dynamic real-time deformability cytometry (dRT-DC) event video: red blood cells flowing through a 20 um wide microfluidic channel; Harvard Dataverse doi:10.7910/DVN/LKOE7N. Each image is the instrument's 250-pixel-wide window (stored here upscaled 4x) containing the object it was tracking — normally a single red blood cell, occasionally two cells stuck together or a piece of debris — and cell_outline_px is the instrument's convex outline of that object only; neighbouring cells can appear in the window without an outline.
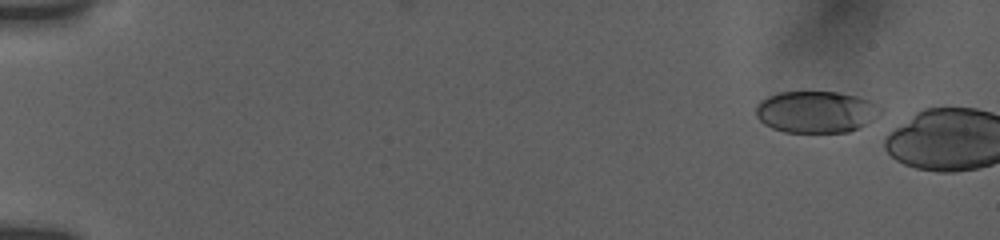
{"species": "human", "species_latin": "Homo sapiens", "temperature_condition": "room temperature", "stored_images_in_passage": 4, "camera_frame_rate_fps": 3000, "um_per_image_px": 0.085, "donor": {"sex": "female"}, "frame": {"image": 1, "passage_image": 2, "time_ms": 0.667, "image_size_px": [1000, 240], "cell_outline_px": [[884, 112], [872, 120], [848, 132], [784, 132], [772, 128], [764, 124], [756, 116], [756, 104], [760, 100], [768, 96], [780, 92], [836, 92], [856, 96], [872, 100], [884, 108]], "centroid_in_image_um": [69.38, 9.5], "position_along_channel_um": 15.6, "area_um2": 30.52}}